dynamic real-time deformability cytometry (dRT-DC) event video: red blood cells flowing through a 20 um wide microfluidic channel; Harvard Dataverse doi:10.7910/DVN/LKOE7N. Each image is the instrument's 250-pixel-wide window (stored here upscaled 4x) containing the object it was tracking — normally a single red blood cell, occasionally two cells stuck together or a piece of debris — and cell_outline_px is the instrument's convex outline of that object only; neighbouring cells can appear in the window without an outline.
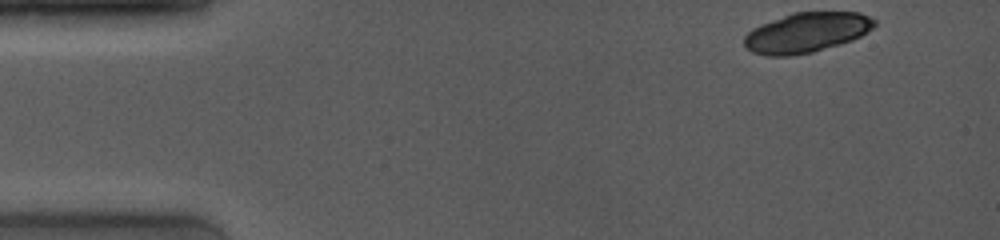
{"species": "common noctule bat (a hibernating species)", "species_latin": "Nyctalus noctula", "temperature_condition": "room temperature", "stored_images_in_passage": 11, "camera_frame_rate_fps": 4000, "um_per_image_px": 0.085, "animal": {"sex": "female", "body_mass_g": 19.0, "forearm_length_mm": 53.3}, "frame": {"image": 1, "passage_image": 1, "time_ms": 0.0, "image_size_px": [1000, 240], "cell_outline_px": [[876, 24], [872, 28], [860, 36], [852, 40], [840, 44], [812, 52], [788, 56], [764, 56], [752, 52], [744, 48], [744, 36], [752, 28], [784, 16], [796, 12], [860, 12], [876, 20]], "centroid_in_image_um": [68.54, 2.78], "position_along_channel_um": 16.5, "area_um2": 30.17}}